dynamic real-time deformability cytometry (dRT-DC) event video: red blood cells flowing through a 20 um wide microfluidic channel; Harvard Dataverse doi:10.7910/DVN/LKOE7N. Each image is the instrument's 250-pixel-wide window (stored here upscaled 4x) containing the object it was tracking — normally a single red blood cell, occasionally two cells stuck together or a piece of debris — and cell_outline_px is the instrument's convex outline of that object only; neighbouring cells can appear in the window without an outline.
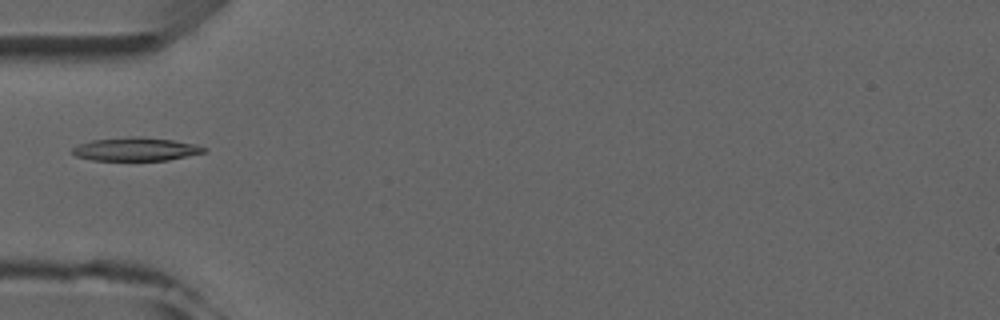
{"species": "common noctule bat (a hibernating species)", "species_latin": "Nyctalus noctula", "temperature_condition": "room temperature", "stored_images_in_passage": 4, "camera_frame_rate_fps": 3000, "um_per_image_px": 0.085, "animal": {"sex": "male", "forearm_length_mm": 52.5}, "frame": {"image": 1, "passage_image": 3, "time_ms": 2.333, "image_size_px": [1000, 320], "cell_outline_px": [[208, 148], [204, 152], [168, 160], [92, 160], [76, 156], [72, 152], [72, 148], [80, 144], [92, 140], [136, 136], [172, 140], [196, 144]], "centroid_in_image_um": [11.55, 12.68], "position_along_channel_um": 73.5, "area_um2": 17.69}}
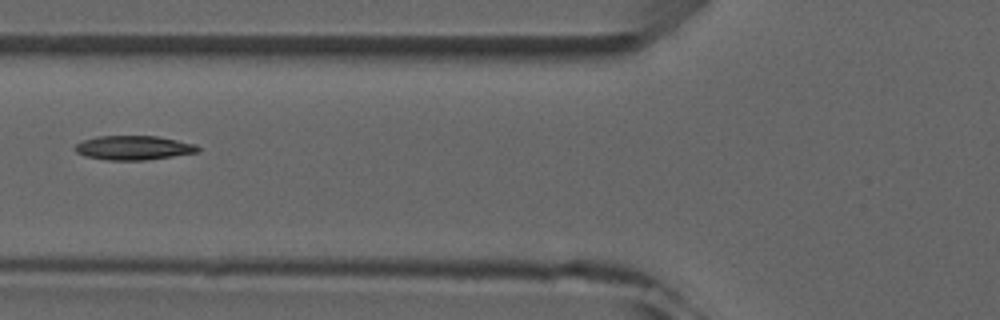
{"frame": {"image": 2, "passage_image": 4, "time_ms": 3.333, "image_size_px": [1000, 320], "cell_outline_px": [[200, 152], [144, 160], [108, 160], [84, 156], [76, 152], [72, 148], [76, 144], [84, 140], [96, 136], [156, 136], [196, 144], [200, 148]], "centroid_in_image_um": [11.33, 12.56], "position_along_channel_um": 114.5, "area_um2": 17.34}}